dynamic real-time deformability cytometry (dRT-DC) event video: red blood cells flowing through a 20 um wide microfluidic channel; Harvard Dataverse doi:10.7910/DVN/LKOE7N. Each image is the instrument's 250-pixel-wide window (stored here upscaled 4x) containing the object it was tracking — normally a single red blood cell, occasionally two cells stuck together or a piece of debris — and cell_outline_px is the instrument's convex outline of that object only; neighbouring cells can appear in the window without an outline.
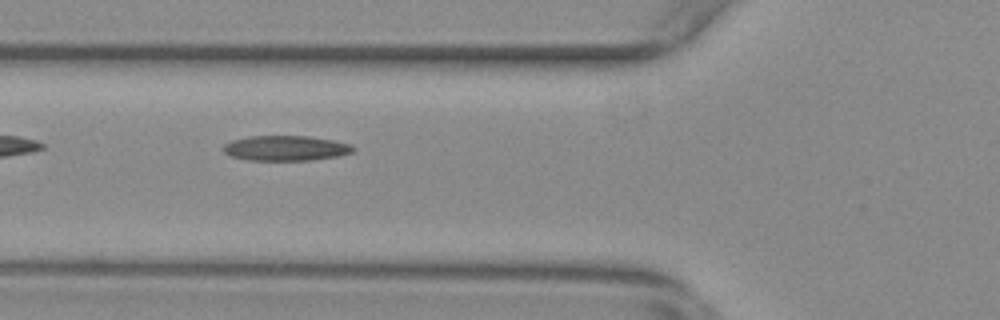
{"species": "common noctule bat (a hibernating species)", "species_latin": "Nyctalus noctula", "temperature_condition": "warm", "stored_images_in_passage": 35, "camera_frame_rate_fps": 3000, "um_per_image_px": 0.085, "animal": {"sex": "female", "body_mass_g": 29.2, "forearm_length_mm": 56.3}, "frame": {"image": 1, "passage_image": 3, "time_ms": 0.667, "image_size_px": [1000, 320], "cell_outline_px": [[356, 148], [352, 152], [340, 156], [312, 160], [248, 160], [232, 156], [224, 152], [224, 144], [232, 140], [248, 136], [308, 136], [332, 140], [352, 144]], "centroid_in_image_um": [24.32, 12.59], "position_along_channel_um": 101.5, "area_um2": 19.02}}
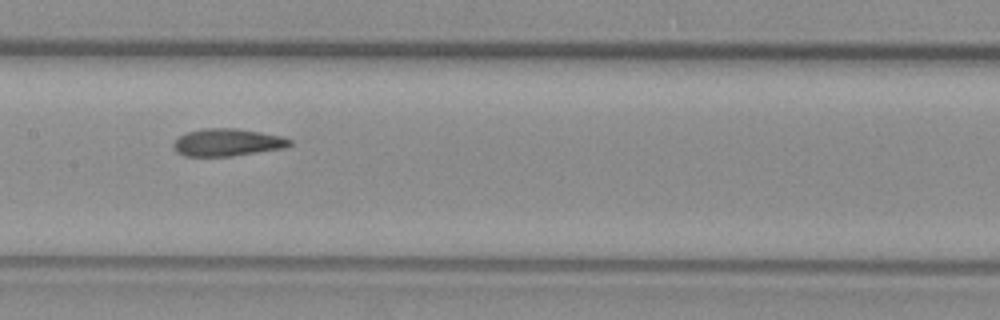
{"frame": {"image": 2, "passage_image": 10, "time_ms": 3.0, "image_size_px": [1000, 320], "cell_outline_px": [[292, 144], [284, 148], [228, 156], [184, 156], [176, 152], [172, 148], [172, 144], [180, 136], [188, 132], [204, 128], [236, 128], [260, 132], [280, 136], [292, 140]], "centroid_in_image_um": [19.29, 12.1], "position_along_channel_um": 188.1, "area_um2": 18.44}}
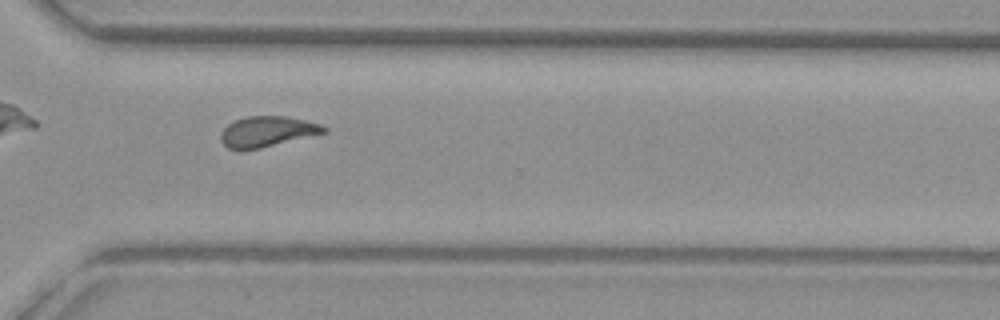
{"frame": {"image": 3, "passage_image": 23, "time_ms": 7.333, "image_size_px": [1000, 320], "cell_outline_px": [[328, 132], [260, 148], [228, 148], [220, 140], [220, 132], [228, 124], [236, 120], [248, 116], [288, 116], [320, 124], [328, 128]], "centroid_in_image_um": [22.74, 11.16], "position_along_channel_um": 347.9, "area_um2": 18.09}}